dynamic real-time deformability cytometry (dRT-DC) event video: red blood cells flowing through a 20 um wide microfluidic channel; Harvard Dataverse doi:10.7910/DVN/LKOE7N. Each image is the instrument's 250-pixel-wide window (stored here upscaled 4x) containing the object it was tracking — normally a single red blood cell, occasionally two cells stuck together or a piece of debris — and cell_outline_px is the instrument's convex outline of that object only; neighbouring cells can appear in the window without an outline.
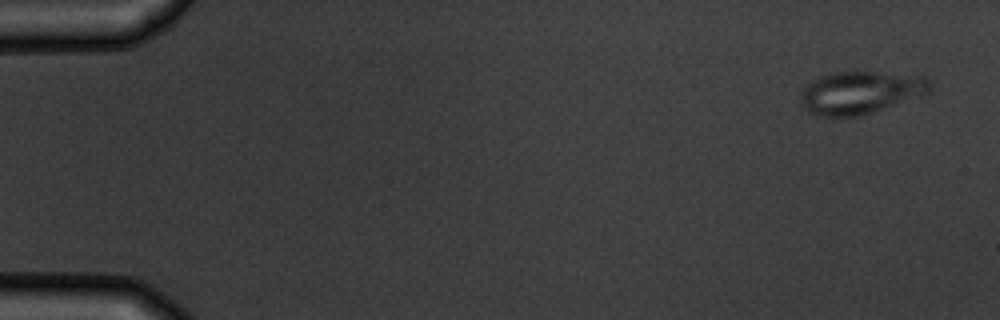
{"species": "common noctule bat (a hibernating species)", "species_latin": "Nyctalus noctula", "temperature_condition": "warm", "stored_images_in_passage": 4, "camera_frame_rate_fps": 3000, "um_per_image_px": 0.085, "animal": {"sex": "male", "body_mass_g": 19.5, "forearm_length_mm": 54.6}, "frame": {"image": 1, "passage_image": 1, "time_ms": 0.0, "image_size_px": [1000, 320], "cell_outline_px": [[932, 88], [924, 96], [856, 116], [816, 116], [808, 112], [804, 108], [800, 96], [800, 92], [812, 80], [836, 72], [872, 72], [924, 76], [932, 84]], "centroid_in_image_um": [73.15, 7.87], "position_along_channel_um": 11.8, "area_um2": 31.85}}